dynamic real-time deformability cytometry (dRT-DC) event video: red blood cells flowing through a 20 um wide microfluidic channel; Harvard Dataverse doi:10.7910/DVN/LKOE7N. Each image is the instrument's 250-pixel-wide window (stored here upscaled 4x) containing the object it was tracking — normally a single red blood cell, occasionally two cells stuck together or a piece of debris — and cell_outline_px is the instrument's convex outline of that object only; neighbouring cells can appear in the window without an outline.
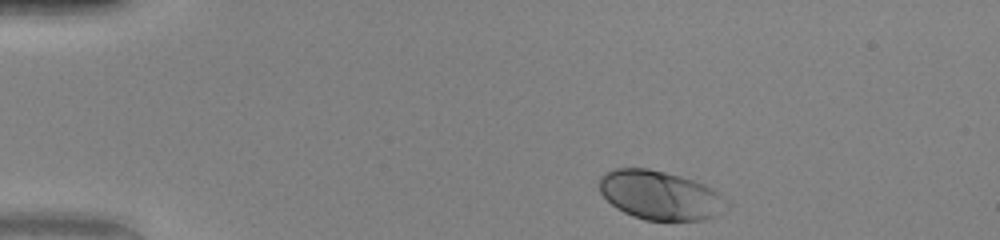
{"species": "human", "species_latin": "Homo sapiens", "temperature_condition": "warm", "stored_images_in_passage": 42, "camera_frame_rate_fps": 3000, "um_per_image_px": 0.085, "donor": {"sex": "female"}, "frame": {"image": 1, "passage_image": 1, "time_ms": 0.0, "image_size_px": [1000, 240], "cell_outline_px": [[732, 204], [728, 208], [716, 216], [704, 220], [644, 220], [632, 216], [616, 208], [600, 192], [600, 176], [604, 172], [616, 168], [648, 168], [680, 176], [704, 184], [712, 188], [728, 200]], "centroid_in_image_um": [56.14, 16.6], "position_along_channel_um": 28.9, "area_um2": 36.53}}
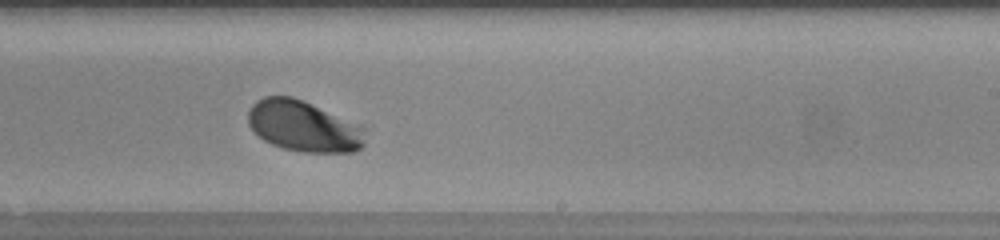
{"frame": {"image": 2, "passage_image": 24, "time_ms": 7.667, "image_size_px": [1000, 240], "cell_outline_px": [[364, 144], [356, 152], [304, 152], [284, 148], [272, 144], [264, 140], [248, 124], [248, 112], [252, 104], [256, 100], [264, 96], [292, 96], [364, 128]], "centroid_in_image_um": [25.75, 10.74], "position_along_channel_um": 263.2, "area_um2": 34.04}}
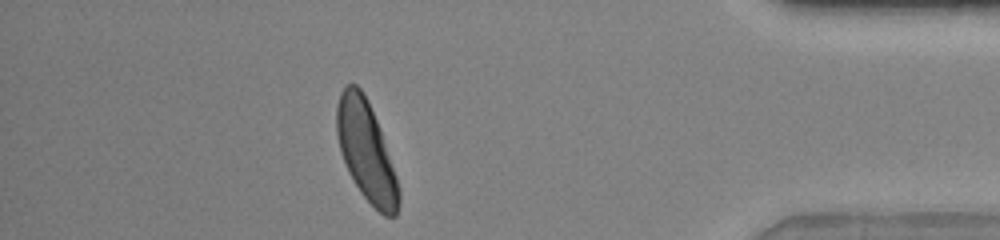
{"frame": {"image": 3, "passage_image": 37, "time_ms": 12.0, "image_size_px": [1000, 240], "cell_outline_px": [[400, 204], [396, 216], [384, 216], [360, 192], [348, 172], [340, 152], [336, 132], [336, 104], [340, 92], [344, 84], [356, 84], [360, 88], [368, 100], [380, 128], [400, 188]], "centroid_in_image_um": [31.11, 12.82], "position_along_channel_um": 404.1, "area_um2": 36.13}, "authors_computed_cell_mechanics": {"area_um2": 35.5759, "velocity_mm_per_s": 4.0975, "shape_relaxation_time_tau1_ms": 1.1122, "shape_relaxation_time_tau2_ms": null, "deformation_change_tau1": 0.114, "deformation_change_tau2": null}}